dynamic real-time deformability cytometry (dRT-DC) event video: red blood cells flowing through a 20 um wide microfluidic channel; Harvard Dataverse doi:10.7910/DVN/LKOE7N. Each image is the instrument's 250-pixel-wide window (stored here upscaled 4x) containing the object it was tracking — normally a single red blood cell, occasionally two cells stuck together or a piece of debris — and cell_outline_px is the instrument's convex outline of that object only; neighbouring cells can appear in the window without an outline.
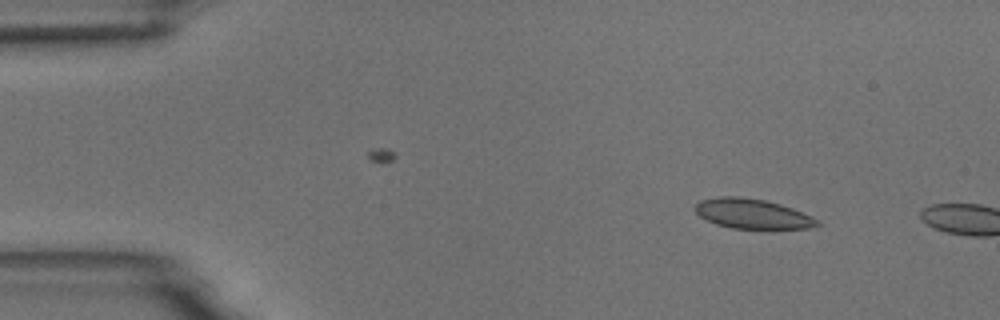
{"species": "common noctule bat (a hibernating species)", "species_latin": "Nyctalus noctula", "temperature_condition": "room temperature", "stored_images_in_passage": 3, "camera_frame_rate_fps": 3000, "um_per_image_px": 0.085, "animal": {"sex": "male", "body_mass_g": 18.8}, "frame": {"image": 1, "passage_image": 2, "time_ms": 1.0, "image_size_px": [1000, 320], "cell_outline_px": [[820, 224], [808, 228], [732, 228], [716, 224], [700, 216], [692, 208], [700, 200], [720, 196], [740, 196], [764, 200], [780, 204], [792, 208], [812, 216], [820, 220]], "centroid_in_image_um": [63.93, 18.16], "position_along_channel_um": 21.1, "area_um2": 21.1}}